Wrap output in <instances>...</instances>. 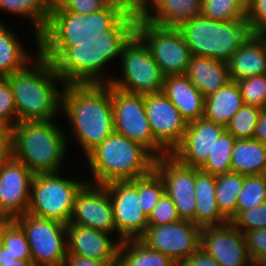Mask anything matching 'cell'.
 <instances>
[{
    "label": "cell",
    "mask_w": 266,
    "mask_h": 266,
    "mask_svg": "<svg viewBox=\"0 0 266 266\" xmlns=\"http://www.w3.org/2000/svg\"><path fill=\"white\" fill-rule=\"evenodd\" d=\"M17 259L7 251V247L0 242V265H11Z\"/></svg>",
    "instance_id": "obj_51"
},
{
    "label": "cell",
    "mask_w": 266,
    "mask_h": 266,
    "mask_svg": "<svg viewBox=\"0 0 266 266\" xmlns=\"http://www.w3.org/2000/svg\"><path fill=\"white\" fill-rule=\"evenodd\" d=\"M117 266H177V263L140 239H129L120 243Z\"/></svg>",
    "instance_id": "obj_29"
},
{
    "label": "cell",
    "mask_w": 266,
    "mask_h": 266,
    "mask_svg": "<svg viewBox=\"0 0 266 266\" xmlns=\"http://www.w3.org/2000/svg\"><path fill=\"white\" fill-rule=\"evenodd\" d=\"M110 262H101L93 259H88L80 256L67 254L63 266H117Z\"/></svg>",
    "instance_id": "obj_48"
},
{
    "label": "cell",
    "mask_w": 266,
    "mask_h": 266,
    "mask_svg": "<svg viewBox=\"0 0 266 266\" xmlns=\"http://www.w3.org/2000/svg\"><path fill=\"white\" fill-rule=\"evenodd\" d=\"M24 230L34 266H63L67 252V225L29 213L14 219Z\"/></svg>",
    "instance_id": "obj_10"
},
{
    "label": "cell",
    "mask_w": 266,
    "mask_h": 266,
    "mask_svg": "<svg viewBox=\"0 0 266 266\" xmlns=\"http://www.w3.org/2000/svg\"><path fill=\"white\" fill-rule=\"evenodd\" d=\"M225 131L224 126L205 117L189 122L181 143L171 155L184 165L200 168L207 161L216 140Z\"/></svg>",
    "instance_id": "obj_20"
},
{
    "label": "cell",
    "mask_w": 266,
    "mask_h": 266,
    "mask_svg": "<svg viewBox=\"0 0 266 266\" xmlns=\"http://www.w3.org/2000/svg\"><path fill=\"white\" fill-rule=\"evenodd\" d=\"M136 189L141 199V207L147 217L152 213L165 193V185L159 174L153 170L150 174L136 178Z\"/></svg>",
    "instance_id": "obj_36"
},
{
    "label": "cell",
    "mask_w": 266,
    "mask_h": 266,
    "mask_svg": "<svg viewBox=\"0 0 266 266\" xmlns=\"http://www.w3.org/2000/svg\"><path fill=\"white\" fill-rule=\"evenodd\" d=\"M193 56L228 62L251 35L246 20L216 21L202 15L178 27Z\"/></svg>",
    "instance_id": "obj_7"
},
{
    "label": "cell",
    "mask_w": 266,
    "mask_h": 266,
    "mask_svg": "<svg viewBox=\"0 0 266 266\" xmlns=\"http://www.w3.org/2000/svg\"><path fill=\"white\" fill-rule=\"evenodd\" d=\"M53 120L21 121L12 130L13 157L34 175L57 173L67 153V139Z\"/></svg>",
    "instance_id": "obj_5"
},
{
    "label": "cell",
    "mask_w": 266,
    "mask_h": 266,
    "mask_svg": "<svg viewBox=\"0 0 266 266\" xmlns=\"http://www.w3.org/2000/svg\"><path fill=\"white\" fill-rule=\"evenodd\" d=\"M136 24L122 17L97 38L70 41L50 61L63 84H108L107 78H101L102 68L121 57L123 47L136 34Z\"/></svg>",
    "instance_id": "obj_1"
},
{
    "label": "cell",
    "mask_w": 266,
    "mask_h": 266,
    "mask_svg": "<svg viewBox=\"0 0 266 266\" xmlns=\"http://www.w3.org/2000/svg\"><path fill=\"white\" fill-rule=\"evenodd\" d=\"M101 0H58L50 5V10H68L84 15L104 9Z\"/></svg>",
    "instance_id": "obj_46"
},
{
    "label": "cell",
    "mask_w": 266,
    "mask_h": 266,
    "mask_svg": "<svg viewBox=\"0 0 266 266\" xmlns=\"http://www.w3.org/2000/svg\"><path fill=\"white\" fill-rule=\"evenodd\" d=\"M245 20L251 35L266 36V0H247Z\"/></svg>",
    "instance_id": "obj_43"
},
{
    "label": "cell",
    "mask_w": 266,
    "mask_h": 266,
    "mask_svg": "<svg viewBox=\"0 0 266 266\" xmlns=\"http://www.w3.org/2000/svg\"><path fill=\"white\" fill-rule=\"evenodd\" d=\"M0 9L31 19L34 25L37 49L39 52V36L43 33L49 19L50 4L48 0H0Z\"/></svg>",
    "instance_id": "obj_32"
},
{
    "label": "cell",
    "mask_w": 266,
    "mask_h": 266,
    "mask_svg": "<svg viewBox=\"0 0 266 266\" xmlns=\"http://www.w3.org/2000/svg\"><path fill=\"white\" fill-rule=\"evenodd\" d=\"M85 181L61 178L57 173L35 174L27 213L69 224L75 196Z\"/></svg>",
    "instance_id": "obj_8"
},
{
    "label": "cell",
    "mask_w": 266,
    "mask_h": 266,
    "mask_svg": "<svg viewBox=\"0 0 266 266\" xmlns=\"http://www.w3.org/2000/svg\"><path fill=\"white\" fill-rule=\"evenodd\" d=\"M68 225L93 228L108 234L117 231L113 206L105 185L88 181L75 196L74 209Z\"/></svg>",
    "instance_id": "obj_17"
},
{
    "label": "cell",
    "mask_w": 266,
    "mask_h": 266,
    "mask_svg": "<svg viewBox=\"0 0 266 266\" xmlns=\"http://www.w3.org/2000/svg\"><path fill=\"white\" fill-rule=\"evenodd\" d=\"M122 17L110 8L87 15L68 10H49L47 26L39 36V54L51 61L70 41L97 38Z\"/></svg>",
    "instance_id": "obj_6"
},
{
    "label": "cell",
    "mask_w": 266,
    "mask_h": 266,
    "mask_svg": "<svg viewBox=\"0 0 266 266\" xmlns=\"http://www.w3.org/2000/svg\"><path fill=\"white\" fill-rule=\"evenodd\" d=\"M114 132L142 144L156 158L168 153L154 140L147 119L144 94L124 92L110 85Z\"/></svg>",
    "instance_id": "obj_12"
},
{
    "label": "cell",
    "mask_w": 266,
    "mask_h": 266,
    "mask_svg": "<svg viewBox=\"0 0 266 266\" xmlns=\"http://www.w3.org/2000/svg\"><path fill=\"white\" fill-rule=\"evenodd\" d=\"M231 223L241 232L266 228V202L258 207L240 211Z\"/></svg>",
    "instance_id": "obj_40"
},
{
    "label": "cell",
    "mask_w": 266,
    "mask_h": 266,
    "mask_svg": "<svg viewBox=\"0 0 266 266\" xmlns=\"http://www.w3.org/2000/svg\"><path fill=\"white\" fill-rule=\"evenodd\" d=\"M123 79L108 78V84L117 89L136 94H151L163 91L164 79L152 52L135 34L123 47L121 57Z\"/></svg>",
    "instance_id": "obj_9"
},
{
    "label": "cell",
    "mask_w": 266,
    "mask_h": 266,
    "mask_svg": "<svg viewBox=\"0 0 266 266\" xmlns=\"http://www.w3.org/2000/svg\"><path fill=\"white\" fill-rule=\"evenodd\" d=\"M93 182L105 185L134 180L154 170L156 157L142 144L113 132L87 155Z\"/></svg>",
    "instance_id": "obj_4"
},
{
    "label": "cell",
    "mask_w": 266,
    "mask_h": 266,
    "mask_svg": "<svg viewBox=\"0 0 266 266\" xmlns=\"http://www.w3.org/2000/svg\"><path fill=\"white\" fill-rule=\"evenodd\" d=\"M105 8L116 10L121 16L134 22L144 18L145 10L140 6L138 0H101Z\"/></svg>",
    "instance_id": "obj_45"
},
{
    "label": "cell",
    "mask_w": 266,
    "mask_h": 266,
    "mask_svg": "<svg viewBox=\"0 0 266 266\" xmlns=\"http://www.w3.org/2000/svg\"><path fill=\"white\" fill-rule=\"evenodd\" d=\"M200 233V226L180 220L162 226H147L139 239L179 263L200 248Z\"/></svg>",
    "instance_id": "obj_15"
},
{
    "label": "cell",
    "mask_w": 266,
    "mask_h": 266,
    "mask_svg": "<svg viewBox=\"0 0 266 266\" xmlns=\"http://www.w3.org/2000/svg\"><path fill=\"white\" fill-rule=\"evenodd\" d=\"M245 175L229 172L216 175V201L221 215L228 221L237 215V200Z\"/></svg>",
    "instance_id": "obj_31"
},
{
    "label": "cell",
    "mask_w": 266,
    "mask_h": 266,
    "mask_svg": "<svg viewBox=\"0 0 266 266\" xmlns=\"http://www.w3.org/2000/svg\"><path fill=\"white\" fill-rule=\"evenodd\" d=\"M245 105L265 106L266 74L248 77L236 81Z\"/></svg>",
    "instance_id": "obj_39"
},
{
    "label": "cell",
    "mask_w": 266,
    "mask_h": 266,
    "mask_svg": "<svg viewBox=\"0 0 266 266\" xmlns=\"http://www.w3.org/2000/svg\"><path fill=\"white\" fill-rule=\"evenodd\" d=\"M155 0H138L140 6L146 10Z\"/></svg>",
    "instance_id": "obj_54"
},
{
    "label": "cell",
    "mask_w": 266,
    "mask_h": 266,
    "mask_svg": "<svg viewBox=\"0 0 266 266\" xmlns=\"http://www.w3.org/2000/svg\"><path fill=\"white\" fill-rule=\"evenodd\" d=\"M187 123L204 117L205 97L184 75H170L164 79L163 91Z\"/></svg>",
    "instance_id": "obj_22"
},
{
    "label": "cell",
    "mask_w": 266,
    "mask_h": 266,
    "mask_svg": "<svg viewBox=\"0 0 266 266\" xmlns=\"http://www.w3.org/2000/svg\"><path fill=\"white\" fill-rule=\"evenodd\" d=\"M13 157L12 135H0V167Z\"/></svg>",
    "instance_id": "obj_49"
},
{
    "label": "cell",
    "mask_w": 266,
    "mask_h": 266,
    "mask_svg": "<svg viewBox=\"0 0 266 266\" xmlns=\"http://www.w3.org/2000/svg\"><path fill=\"white\" fill-rule=\"evenodd\" d=\"M30 65L5 77L12 87L17 122L54 120L61 112L63 92L55 87V81L62 82V79L53 63L39 52Z\"/></svg>",
    "instance_id": "obj_3"
},
{
    "label": "cell",
    "mask_w": 266,
    "mask_h": 266,
    "mask_svg": "<svg viewBox=\"0 0 266 266\" xmlns=\"http://www.w3.org/2000/svg\"><path fill=\"white\" fill-rule=\"evenodd\" d=\"M0 242L17 260H32L26 234L15 220L0 219Z\"/></svg>",
    "instance_id": "obj_34"
},
{
    "label": "cell",
    "mask_w": 266,
    "mask_h": 266,
    "mask_svg": "<svg viewBox=\"0 0 266 266\" xmlns=\"http://www.w3.org/2000/svg\"><path fill=\"white\" fill-rule=\"evenodd\" d=\"M253 139L266 146V111L262 109L254 130Z\"/></svg>",
    "instance_id": "obj_50"
},
{
    "label": "cell",
    "mask_w": 266,
    "mask_h": 266,
    "mask_svg": "<svg viewBox=\"0 0 266 266\" xmlns=\"http://www.w3.org/2000/svg\"><path fill=\"white\" fill-rule=\"evenodd\" d=\"M247 0H202L201 15L216 21L245 20Z\"/></svg>",
    "instance_id": "obj_35"
},
{
    "label": "cell",
    "mask_w": 266,
    "mask_h": 266,
    "mask_svg": "<svg viewBox=\"0 0 266 266\" xmlns=\"http://www.w3.org/2000/svg\"><path fill=\"white\" fill-rule=\"evenodd\" d=\"M200 249L221 266H254L243 233L231 222L202 227Z\"/></svg>",
    "instance_id": "obj_18"
},
{
    "label": "cell",
    "mask_w": 266,
    "mask_h": 266,
    "mask_svg": "<svg viewBox=\"0 0 266 266\" xmlns=\"http://www.w3.org/2000/svg\"><path fill=\"white\" fill-rule=\"evenodd\" d=\"M180 220V216L173 200L165 192L152 213L149 215L148 226H162L179 222Z\"/></svg>",
    "instance_id": "obj_41"
},
{
    "label": "cell",
    "mask_w": 266,
    "mask_h": 266,
    "mask_svg": "<svg viewBox=\"0 0 266 266\" xmlns=\"http://www.w3.org/2000/svg\"><path fill=\"white\" fill-rule=\"evenodd\" d=\"M265 165V145L255 139H236L231 156L232 172L260 175Z\"/></svg>",
    "instance_id": "obj_28"
},
{
    "label": "cell",
    "mask_w": 266,
    "mask_h": 266,
    "mask_svg": "<svg viewBox=\"0 0 266 266\" xmlns=\"http://www.w3.org/2000/svg\"><path fill=\"white\" fill-rule=\"evenodd\" d=\"M185 75L204 97L221 89L230 81L227 62L202 56H191Z\"/></svg>",
    "instance_id": "obj_24"
},
{
    "label": "cell",
    "mask_w": 266,
    "mask_h": 266,
    "mask_svg": "<svg viewBox=\"0 0 266 266\" xmlns=\"http://www.w3.org/2000/svg\"><path fill=\"white\" fill-rule=\"evenodd\" d=\"M261 107L245 105L237 111L225 127L235 139H253Z\"/></svg>",
    "instance_id": "obj_37"
},
{
    "label": "cell",
    "mask_w": 266,
    "mask_h": 266,
    "mask_svg": "<svg viewBox=\"0 0 266 266\" xmlns=\"http://www.w3.org/2000/svg\"><path fill=\"white\" fill-rule=\"evenodd\" d=\"M231 81L266 74V36L250 35L227 62Z\"/></svg>",
    "instance_id": "obj_23"
},
{
    "label": "cell",
    "mask_w": 266,
    "mask_h": 266,
    "mask_svg": "<svg viewBox=\"0 0 266 266\" xmlns=\"http://www.w3.org/2000/svg\"><path fill=\"white\" fill-rule=\"evenodd\" d=\"M242 233L254 266H266V228Z\"/></svg>",
    "instance_id": "obj_42"
},
{
    "label": "cell",
    "mask_w": 266,
    "mask_h": 266,
    "mask_svg": "<svg viewBox=\"0 0 266 266\" xmlns=\"http://www.w3.org/2000/svg\"><path fill=\"white\" fill-rule=\"evenodd\" d=\"M33 177L14 157L0 167V219L14 220L27 213Z\"/></svg>",
    "instance_id": "obj_19"
},
{
    "label": "cell",
    "mask_w": 266,
    "mask_h": 266,
    "mask_svg": "<svg viewBox=\"0 0 266 266\" xmlns=\"http://www.w3.org/2000/svg\"><path fill=\"white\" fill-rule=\"evenodd\" d=\"M0 121L10 129L17 123L12 87L5 77L0 80Z\"/></svg>",
    "instance_id": "obj_44"
},
{
    "label": "cell",
    "mask_w": 266,
    "mask_h": 266,
    "mask_svg": "<svg viewBox=\"0 0 266 266\" xmlns=\"http://www.w3.org/2000/svg\"><path fill=\"white\" fill-rule=\"evenodd\" d=\"M262 176V178L265 180L266 182V165L264 167V170L262 171V173L260 174Z\"/></svg>",
    "instance_id": "obj_55"
},
{
    "label": "cell",
    "mask_w": 266,
    "mask_h": 266,
    "mask_svg": "<svg viewBox=\"0 0 266 266\" xmlns=\"http://www.w3.org/2000/svg\"><path fill=\"white\" fill-rule=\"evenodd\" d=\"M136 35L152 52L165 77L186 74L192 54L178 28L161 27L142 18L136 24Z\"/></svg>",
    "instance_id": "obj_11"
},
{
    "label": "cell",
    "mask_w": 266,
    "mask_h": 266,
    "mask_svg": "<svg viewBox=\"0 0 266 266\" xmlns=\"http://www.w3.org/2000/svg\"><path fill=\"white\" fill-rule=\"evenodd\" d=\"M194 194L196 199L195 225L216 226L228 221L221 215L216 201V176L196 168Z\"/></svg>",
    "instance_id": "obj_25"
},
{
    "label": "cell",
    "mask_w": 266,
    "mask_h": 266,
    "mask_svg": "<svg viewBox=\"0 0 266 266\" xmlns=\"http://www.w3.org/2000/svg\"><path fill=\"white\" fill-rule=\"evenodd\" d=\"M266 202V182L261 175H245L244 186L237 200V214Z\"/></svg>",
    "instance_id": "obj_38"
},
{
    "label": "cell",
    "mask_w": 266,
    "mask_h": 266,
    "mask_svg": "<svg viewBox=\"0 0 266 266\" xmlns=\"http://www.w3.org/2000/svg\"><path fill=\"white\" fill-rule=\"evenodd\" d=\"M0 135H12V130L0 121Z\"/></svg>",
    "instance_id": "obj_53"
},
{
    "label": "cell",
    "mask_w": 266,
    "mask_h": 266,
    "mask_svg": "<svg viewBox=\"0 0 266 266\" xmlns=\"http://www.w3.org/2000/svg\"><path fill=\"white\" fill-rule=\"evenodd\" d=\"M177 266H221L210 255H207L202 249H198L188 258L177 263Z\"/></svg>",
    "instance_id": "obj_47"
},
{
    "label": "cell",
    "mask_w": 266,
    "mask_h": 266,
    "mask_svg": "<svg viewBox=\"0 0 266 266\" xmlns=\"http://www.w3.org/2000/svg\"><path fill=\"white\" fill-rule=\"evenodd\" d=\"M110 234L78 225H67V252L101 262L118 264L120 242H112Z\"/></svg>",
    "instance_id": "obj_21"
},
{
    "label": "cell",
    "mask_w": 266,
    "mask_h": 266,
    "mask_svg": "<svg viewBox=\"0 0 266 266\" xmlns=\"http://www.w3.org/2000/svg\"><path fill=\"white\" fill-rule=\"evenodd\" d=\"M0 266H34L32 260H16L11 265H0Z\"/></svg>",
    "instance_id": "obj_52"
},
{
    "label": "cell",
    "mask_w": 266,
    "mask_h": 266,
    "mask_svg": "<svg viewBox=\"0 0 266 266\" xmlns=\"http://www.w3.org/2000/svg\"><path fill=\"white\" fill-rule=\"evenodd\" d=\"M144 105L154 140L171 154L183 139L187 121L163 92L144 94Z\"/></svg>",
    "instance_id": "obj_16"
},
{
    "label": "cell",
    "mask_w": 266,
    "mask_h": 266,
    "mask_svg": "<svg viewBox=\"0 0 266 266\" xmlns=\"http://www.w3.org/2000/svg\"><path fill=\"white\" fill-rule=\"evenodd\" d=\"M113 206L118 242L139 239L146 231L148 217L142 210L136 179L105 184Z\"/></svg>",
    "instance_id": "obj_13"
},
{
    "label": "cell",
    "mask_w": 266,
    "mask_h": 266,
    "mask_svg": "<svg viewBox=\"0 0 266 266\" xmlns=\"http://www.w3.org/2000/svg\"><path fill=\"white\" fill-rule=\"evenodd\" d=\"M236 139L225 131L215 142L207 161L199 168L212 175L232 172L231 156Z\"/></svg>",
    "instance_id": "obj_33"
},
{
    "label": "cell",
    "mask_w": 266,
    "mask_h": 266,
    "mask_svg": "<svg viewBox=\"0 0 266 266\" xmlns=\"http://www.w3.org/2000/svg\"><path fill=\"white\" fill-rule=\"evenodd\" d=\"M154 170L163 179L165 192L173 200L180 219L195 224L196 168L184 165L167 154L155 159Z\"/></svg>",
    "instance_id": "obj_14"
},
{
    "label": "cell",
    "mask_w": 266,
    "mask_h": 266,
    "mask_svg": "<svg viewBox=\"0 0 266 266\" xmlns=\"http://www.w3.org/2000/svg\"><path fill=\"white\" fill-rule=\"evenodd\" d=\"M201 4L202 0H155L145 10L144 18L161 27L178 28L201 15Z\"/></svg>",
    "instance_id": "obj_26"
},
{
    "label": "cell",
    "mask_w": 266,
    "mask_h": 266,
    "mask_svg": "<svg viewBox=\"0 0 266 266\" xmlns=\"http://www.w3.org/2000/svg\"><path fill=\"white\" fill-rule=\"evenodd\" d=\"M58 0H48L49 4L52 5V4H55Z\"/></svg>",
    "instance_id": "obj_56"
},
{
    "label": "cell",
    "mask_w": 266,
    "mask_h": 266,
    "mask_svg": "<svg viewBox=\"0 0 266 266\" xmlns=\"http://www.w3.org/2000/svg\"><path fill=\"white\" fill-rule=\"evenodd\" d=\"M61 111L65 112L85 156L114 132L110 84L63 85Z\"/></svg>",
    "instance_id": "obj_2"
},
{
    "label": "cell",
    "mask_w": 266,
    "mask_h": 266,
    "mask_svg": "<svg viewBox=\"0 0 266 266\" xmlns=\"http://www.w3.org/2000/svg\"><path fill=\"white\" fill-rule=\"evenodd\" d=\"M243 104L237 82L230 80L224 87L205 97L204 117L226 127Z\"/></svg>",
    "instance_id": "obj_27"
},
{
    "label": "cell",
    "mask_w": 266,
    "mask_h": 266,
    "mask_svg": "<svg viewBox=\"0 0 266 266\" xmlns=\"http://www.w3.org/2000/svg\"><path fill=\"white\" fill-rule=\"evenodd\" d=\"M16 35L0 22V75L6 77L25 69L32 62Z\"/></svg>",
    "instance_id": "obj_30"
}]
</instances>
